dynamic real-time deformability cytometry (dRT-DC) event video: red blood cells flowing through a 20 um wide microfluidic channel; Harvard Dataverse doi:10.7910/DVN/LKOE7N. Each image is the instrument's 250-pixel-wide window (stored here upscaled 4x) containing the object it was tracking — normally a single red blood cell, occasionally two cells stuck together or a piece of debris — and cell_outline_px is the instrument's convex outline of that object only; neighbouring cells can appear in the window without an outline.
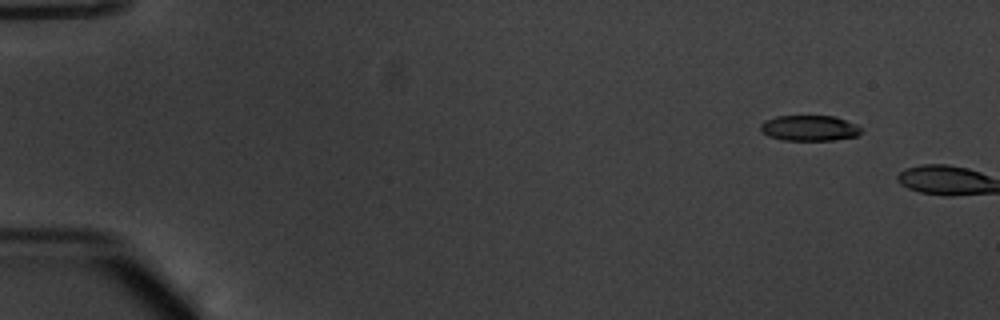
{"species": "common noctule bat (a hibernating species)", "species_latin": "Nyctalus noctula", "temperature_condition": "warm", "stored_images_in_passage": 3, "camera_frame_rate_fps": 3000, "um_per_image_px": 0.085, "animal": {"sex": "male", "body_mass_g": 20.1, "forearm_length_mm": 53.5}, "frame": {"image": 1, "passage_image": 1, "time_ms": 0.0, "image_size_px": [1000, 320], "cell_outline_px": [[860, 132], [856, 136], [832, 140], [784, 140], [768, 136], [760, 132], [760, 124], [764, 120], [776, 116], [836, 116], [856, 124], [860, 128]], "centroid_in_image_um": [68.75, 10.88], "position_along_channel_um": 16.3, "area_um2": 15.03}}